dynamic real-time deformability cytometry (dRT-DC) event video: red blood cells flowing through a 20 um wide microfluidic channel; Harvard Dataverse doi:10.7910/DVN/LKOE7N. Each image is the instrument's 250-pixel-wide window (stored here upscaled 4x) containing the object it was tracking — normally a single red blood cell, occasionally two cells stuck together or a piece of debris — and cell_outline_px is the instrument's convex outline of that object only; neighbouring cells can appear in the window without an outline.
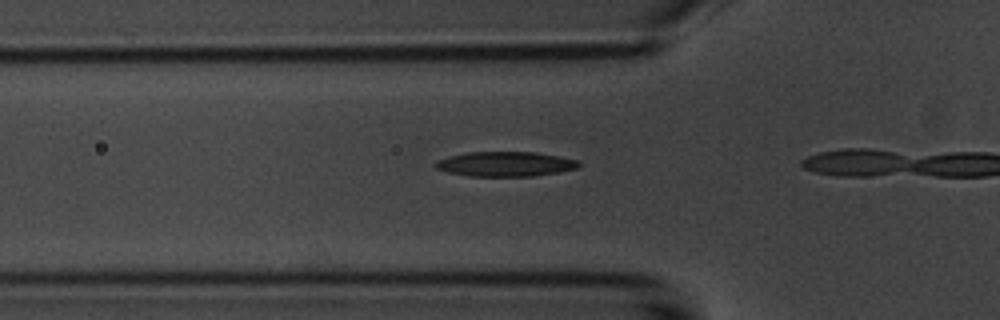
{"species": "common noctule bat (a hibernating species)", "species_latin": "Nyctalus noctula", "temperature_condition": "room temperature", "stored_images_in_passage": 7, "camera_frame_rate_fps": 3000, "um_per_image_px": 0.085, "animal": {"sex": "male", "body_mass_g": 20.1, "forearm_length_mm": 53.5}, "frame": {"image": 1, "passage_image": 5, "time_ms": 1.333, "image_size_px": [1000, 320], "cell_outline_px": [[580, 164], [576, 168], [560, 172], [532, 176], [472, 176], [448, 172], [436, 168], [432, 164], [436, 160], [448, 156], [468, 152], [536, 152], [580, 160]], "centroid_in_image_um": [42.94, 13.93], "position_along_channel_um": 82.9, "area_um2": 20.75}}